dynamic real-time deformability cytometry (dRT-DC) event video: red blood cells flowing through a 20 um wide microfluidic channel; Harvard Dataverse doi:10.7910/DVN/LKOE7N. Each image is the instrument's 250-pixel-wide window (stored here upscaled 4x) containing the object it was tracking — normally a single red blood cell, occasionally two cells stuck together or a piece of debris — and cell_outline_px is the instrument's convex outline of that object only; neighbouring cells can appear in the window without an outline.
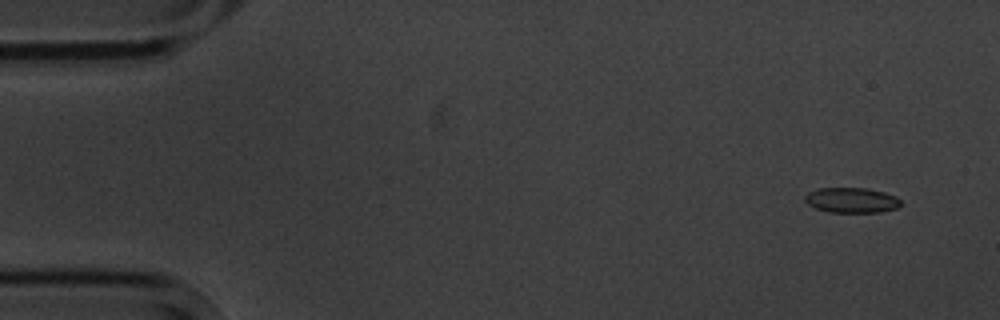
{"species": "common noctule bat (a hibernating species)", "species_latin": "Nyctalus noctula", "temperature_condition": "cold", "stored_images_in_passage": 10, "camera_frame_rate_fps": 3000, "um_per_image_px": 0.085, "animal": {"sex": "male", "body_mass_g": 20.1, "forearm_length_mm": 53.5}, "frame": {"image": 1, "passage_image": 1, "time_ms": 0.0, "image_size_px": [1000, 320], "cell_outline_px": [[900, 204], [896, 208], [880, 212], [828, 212], [816, 208], [808, 204], [804, 200], [804, 196], [808, 192], [816, 188], [868, 188], [884, 192], [896, 196], [900, 200]], "centroid_in_image_um": [72.35, 17.01], "position_along_channel_um": 12.6, "area_um2": 14.1}}
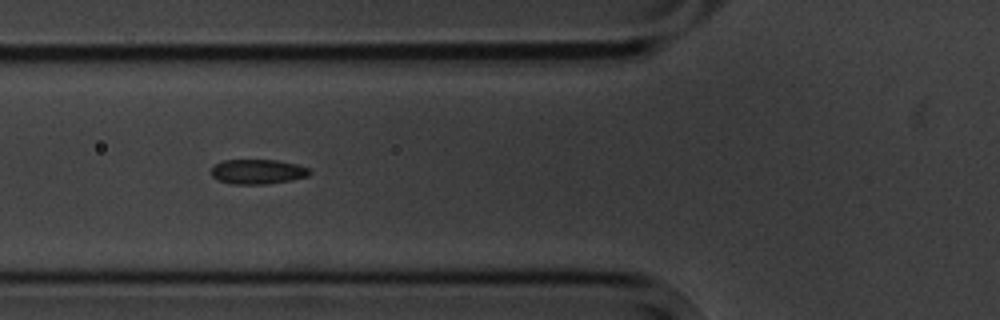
{"frame": {"image": 2, "passage_image": 6, "time_ms": 5.667, "image_size_px": [1000, 320], "cell_outline_px": [[312, 172], [308, 176], [288, 180], [264, 184], [232, 184], [220, 180], [212, 176], [212, 168], [216, 164], [224, 160], [276, 160], [296, 164], [308, 168]], "centroid_in_image_um": [21.91, 14.58], "position_along_channel_um": 103.9, "area_um2": 13.93}}
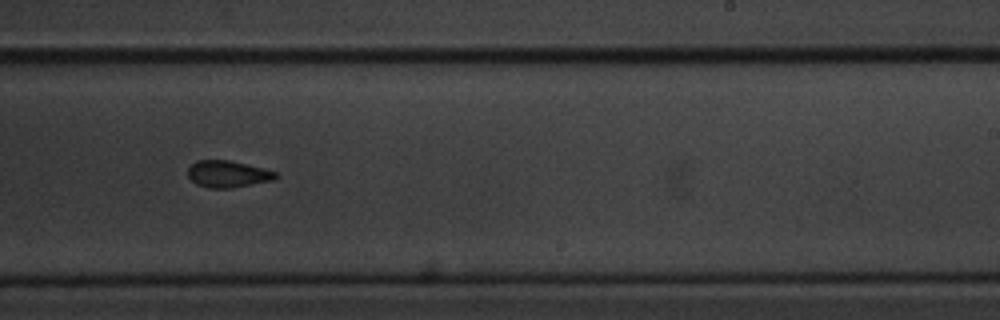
{"frame": {"image": 3, "passage_image": 10, "time_ms": 10.333, "image_size_px": [1000, 320], "cell_outline_px": [[280, 176], [276, 180], [228, 188], [208, 188], [196, 184], [188, 176], [188, 168], [196, 160], [228, 160], [276, 172]], "centroid_in_image_um": [19.36, 14.8], "position_along_channel_um": 269.6, "area_um2": 13.58}}